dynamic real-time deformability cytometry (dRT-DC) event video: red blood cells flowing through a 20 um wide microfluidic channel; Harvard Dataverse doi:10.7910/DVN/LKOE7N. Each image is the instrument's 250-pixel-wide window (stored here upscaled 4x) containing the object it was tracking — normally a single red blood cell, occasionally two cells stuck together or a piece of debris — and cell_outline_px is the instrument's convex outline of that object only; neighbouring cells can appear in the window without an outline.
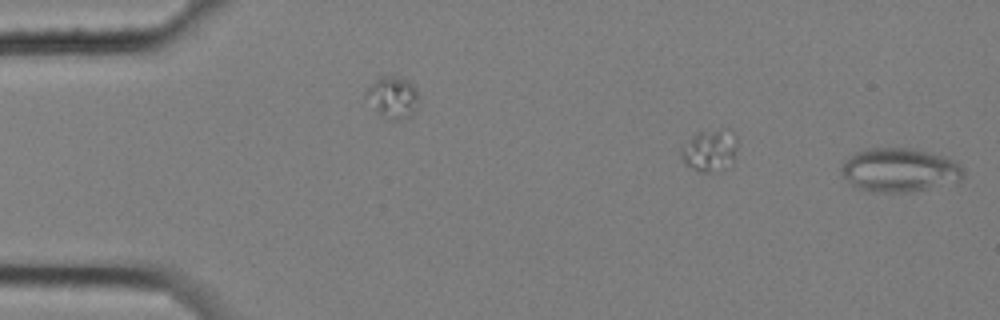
{"species": "common noctule bat (a hibernating species)", "species_latin": "Nyctalus noctula", "temperature_condition": "cold", "stored_images_in_passage": 4, "segment_of_instrument_passage": [2, 2], "camera_frame_rate_fps": 3000, "um_per_image_px": 0.085, "animal": {"sex": "female", "body_mass_g": 25.1}, "frame": {"image": 1, "passage_image": 4, "time_ms": 1.0, "image_size_px": [1000, 320], "cell_outline_px": [[964, 176], [960, 180], [924, 188], [900, 192], [868, 192], [856, 188], [844, 176], [840, 168], [844, 160], [856, 152], [868, 148], [908, 148], [944, 156], [960, 164], [964, 168]], "centroid_in_image_um": [76.42, 14.44], "position_along_channel_um": 8.6, "area_um2": 30.69}}